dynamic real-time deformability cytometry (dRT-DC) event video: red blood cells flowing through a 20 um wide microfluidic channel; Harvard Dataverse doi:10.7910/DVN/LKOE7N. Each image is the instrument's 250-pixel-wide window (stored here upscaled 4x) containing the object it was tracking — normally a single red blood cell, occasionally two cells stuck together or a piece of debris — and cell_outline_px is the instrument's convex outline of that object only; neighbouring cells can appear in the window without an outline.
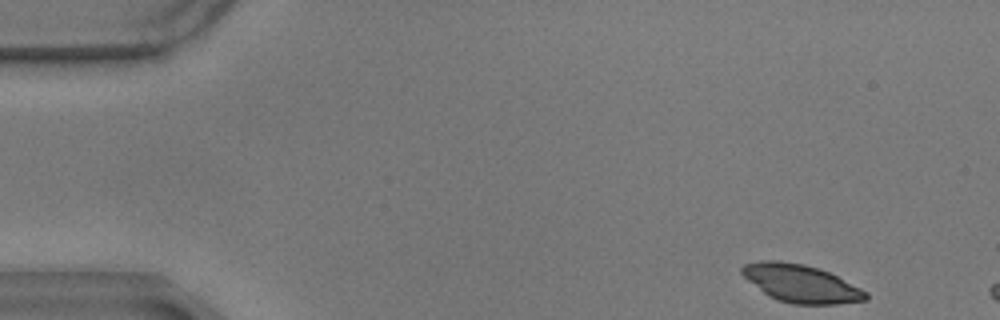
{"species": "common noctule bat (a hibernating species)", "species_latin": "Nyctalus noctula", "temperature_condition": "warm", "stored_images_in_passage": 7, "camera_frame_rate_fps": 3000, "um_per_image_px": 0.085, "animal": {"sex": "male", "body_mass_g": 17.9}, "frame": {"image": 1, "passage_image": 1, "time_ms": 0.0, "image_size_px": [1000, 320], "cell_outline_px": [[868, 300], [836, 304], [792, 304], [776, 300], [768, 296], [748, 280], [740, 272], [740, 268], [744, 264], [760, 260], [780, 260], [804, 264], [828, 272], [868, 292]], "centroid_in_image_um": [68.05, 24.1], "position_along_channel_um": 16.9, "area_um2": 27.22}}